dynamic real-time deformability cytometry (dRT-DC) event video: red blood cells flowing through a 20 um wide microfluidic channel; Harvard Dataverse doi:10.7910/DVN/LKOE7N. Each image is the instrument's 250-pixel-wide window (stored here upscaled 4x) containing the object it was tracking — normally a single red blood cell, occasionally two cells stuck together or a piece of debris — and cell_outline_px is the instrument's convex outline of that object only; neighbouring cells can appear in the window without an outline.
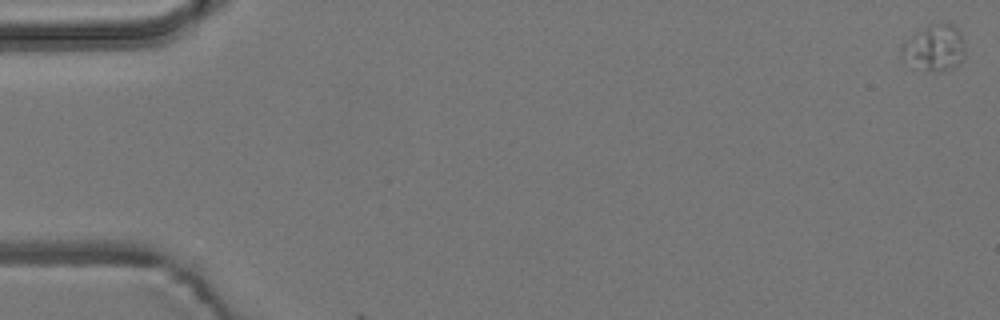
{"species": "common noctule bat (a hibernating species)", "species_latin": "Nyctalus noctula", "temperature_condition": "room temperature", "stored_images_in_passage": 6, "segment_of_instrument_passage": [1, 2], "camera_frame_rate_fps": 3000, "um_per_image_px": 0.085, "animal": {"sex": "male", "body_mass_g": 19.2, "forearm_length_mm": 51.8}, "frame": {"image": 1, "passage_image": 1, "time_ms": 0.0, "image_size_px": [1000, 320], "cell_outline_px": [[964, 56], [960, 64], [952, 68], [940, 72], [932, 72], [900, 52], [900, 48], [904, 40], [928, 24], [952, 24], [960, 32], [964, 44]], "centroid_in_image_um": [79.5, 4.02], "position_along_channel_um": 5.5, "area_um2": 16.42}}
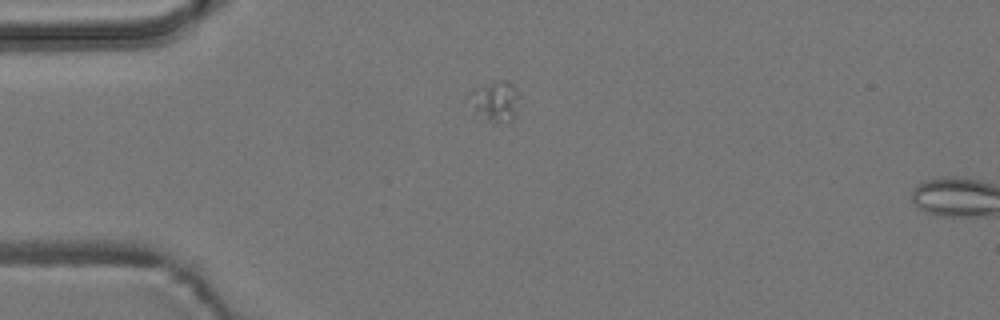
{"frame": {"image": 2, "passage_image": 5, "time_ms": 4.667, "image_size_px": [1000, 320], "cell_outline_px": [[520, 96], [516, 116], [512, 120], [496, 124], [492, 124], [464, 96], [468, 92], [476, 88], [496, 80], [504, 80], [512, 84], [516, 88]], "centroid_in_image_um": [42.14, 8.58], "position_along_channel_um": 42.9, "area_um2": 11.85}}